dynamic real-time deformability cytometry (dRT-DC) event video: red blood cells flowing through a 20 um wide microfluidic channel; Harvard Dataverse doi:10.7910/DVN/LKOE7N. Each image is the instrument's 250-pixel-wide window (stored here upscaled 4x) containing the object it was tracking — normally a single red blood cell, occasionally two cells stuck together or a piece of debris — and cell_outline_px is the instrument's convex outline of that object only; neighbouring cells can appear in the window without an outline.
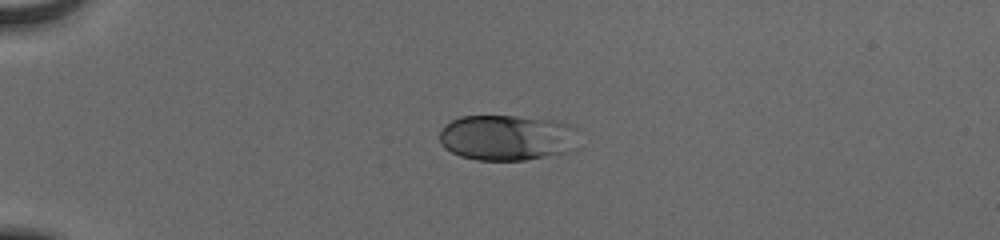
{"species": "human", "species_latin": "Homo sapiens", "temperature_condition": "cold", "stored_images_in_passage": 40, "camera_frame_rate_fps": 3000, "um_per_image_px": 0.085, "donor": {"sex": "male"}, "frame": {"image": 1, "passage_image": 1, "time_ms": 0.0, "image_size_px": [1000, 240], "cell_outline_px": [[580, 128], [576, 148], [568, 152], [524, 160], [476, 160], [460, 156], [444, 148], [440, 140], [440, 128], [444, 124], [460, 116], [516, 116], [556, 120], [572, 124]], "centroid_in_image_um": [43.16, 11.69], "position_along_channel_um": 41.8, "area_um2": 37.8}}
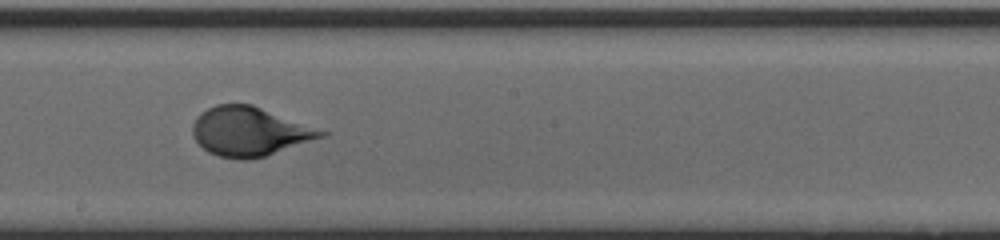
{"frame": {"image": 2, "passage_image": 19, "time_ms": 6.0, "image_size_px": [1000, 240], "cell_outline_px": [[328, 132], [324, 136], [264, 156], [248, 160], [240, 160], [220, 156], [208, 152], [192, 136], [192, 124], [196, 116], [200, 112], [216, 104], [252, 104]], "centroid_in_image_um": [21.15, 11.17], "position_along_channel_um": 227.0, "area_um2": 36.41}}
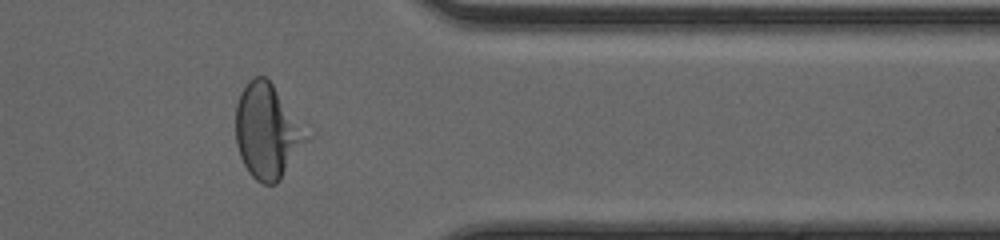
{"frame": {"image": 3, "passage_image": 32, "time_ms": 10.333, "image_size_px": [1000, 240], "cell_outline_px": [[308, 140], [280, 180], [276, 184], [264, 184], [256, 180], [248, 172], [240, 156], [236, 144], [236, 104], [240, 92], [248, 80], [256, 76], [264, 76], [272, 84], [308, 136]], "centroid_in_image_um": [22.66, 11.19], "position_along_channel_um": 388.7, "area_um2": 38.15}, "authors_computed_cell_mechanics": {"area_um2": 36.4718, "velocity_mm_per_s": 3.9017, "shape_relaxation_time_tau1_ms": 3.66, "shape_relaxation_time_tau2_ms": null, "deformation_change_tau1": 0.1778, "deformation_change_tau2": null}}